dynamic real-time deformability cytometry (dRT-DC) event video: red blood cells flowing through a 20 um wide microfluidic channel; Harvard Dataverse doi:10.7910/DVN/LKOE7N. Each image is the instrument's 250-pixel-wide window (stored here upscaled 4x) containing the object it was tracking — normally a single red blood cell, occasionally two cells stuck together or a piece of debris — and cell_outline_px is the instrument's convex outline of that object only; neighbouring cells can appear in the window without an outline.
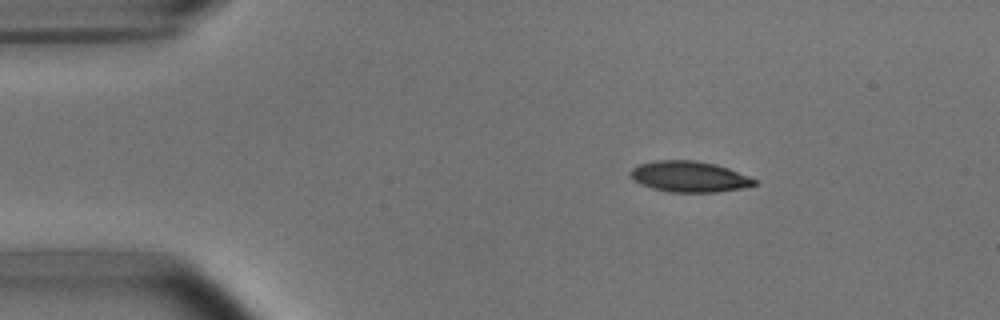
{"species": "common noctule bat (a hibernating species)", "species_latin": "Nyctalus noctula", "temperature_condition": "room temperature", "stored_images_in_passage": 4, "camera_frame_rate_fps": 3000, "um_per_image_px": 0.085, "animal": {"sex": "male", "body_mass_g": 15.6}, "frame": {"image": 1, "passage_image": 2, "time_ms": 2.0, "image_size_px": [1000, 320], "cell_outline_px": [[756, 184], [744, 188], [716, 192], [668, 192], [652, 188], [640, 184], [632, 180], [628, 172], [632, 168], [640, 164], [656, 160], [692, 160], [716, 164], [728, 168], [748, 176], [756, 180]], "centroid_in_image_um": [58.55, 15.01], "position_along_channel_um": 26.5, "area_um2": 22.37}}
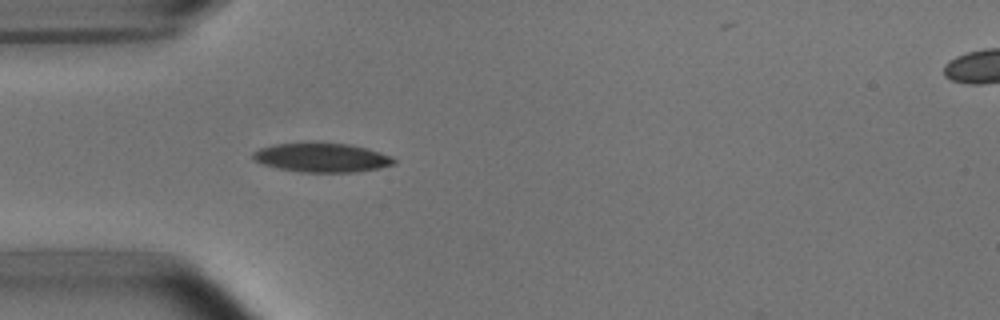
{"frame": {"image": 2, "passage_image": 4, "time_ms": 4.333, "image_size_px": [1000, 320], "cell_outline_px": [[396, 164], [380, 168], [356, 172], [300, 172], [280, 168], [264, 164], [252, 160], [252, 152], [260, 148], [272, 144], [316, 140], [348, 144], [380, 152], [392, 156], [396, 160]], "centroid_in_image_um": [27.33, 13.36], "position_along_channel_um": 57.7, "area_um2": 24.62}}